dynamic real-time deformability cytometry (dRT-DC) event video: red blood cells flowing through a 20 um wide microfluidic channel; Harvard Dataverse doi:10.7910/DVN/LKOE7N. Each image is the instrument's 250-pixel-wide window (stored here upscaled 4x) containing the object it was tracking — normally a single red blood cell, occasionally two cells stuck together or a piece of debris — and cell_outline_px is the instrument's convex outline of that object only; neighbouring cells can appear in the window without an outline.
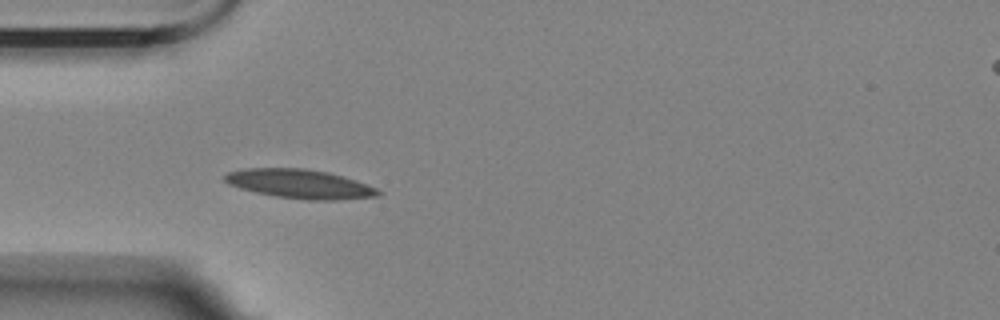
{"species": "Egyptian fruit bat (a non-hibernating species)", "species_latin": "Rousettus aegyptiacus", "temperature_condition": "room temperature", "stored_images_in_passage": 4, "camera_frame_rate_fps": 3000, "um_per_image_px": 0.085, "animal": {"sex": "female"}, "frame": {"image": 1, "passage_image": 4, "time_ms": 3.333, "image_size_px": [1000, 320], "cell_outline_px": [[384, 192], [380, 196], [336, 200], [308, 200], [276, 196], [256, 192], [240, 188], [228, 184], [224, 180], [224, 176], [228, 172], [244, 168], [304, 168], [328, 172], [344, 176], [356, 180], [376, 188]], "centroid_in_image_um": [25.51, 15.63], "position_along_channel_um": 59.5, "area_um2": 26.07}}